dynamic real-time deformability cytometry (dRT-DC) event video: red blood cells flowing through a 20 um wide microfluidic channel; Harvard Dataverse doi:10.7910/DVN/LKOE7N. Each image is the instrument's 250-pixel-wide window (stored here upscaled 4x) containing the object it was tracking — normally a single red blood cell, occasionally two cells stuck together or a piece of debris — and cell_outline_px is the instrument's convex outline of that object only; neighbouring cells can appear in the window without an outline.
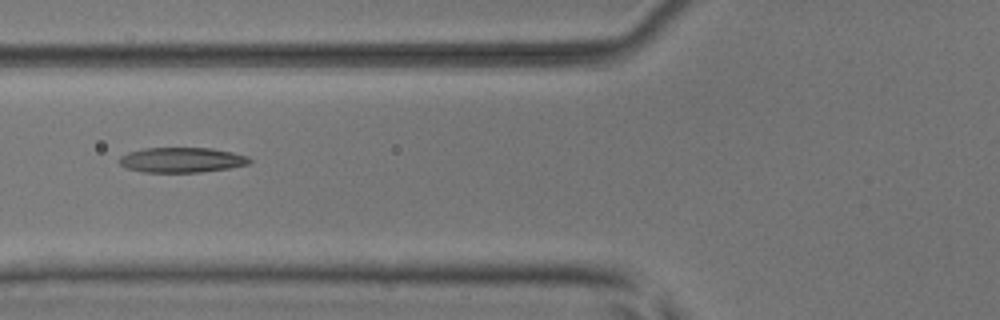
{"species": "common noctule bat (a hibernating species)", "species_latin": "Nyctalus noctula", "temperature_condition": "room temperature", "stored_images_in_passage": 2, "camera_frame_rate_fps": 3000, "um_per_image_px": 0.085, "animal": {"sex": "male", "body_mass_g": 17.9, "forearm_length_mm": 54.2}, "frame": {"image": 1, "passage_image": 2, "time_ms": 1.0, "image_size_px": [1000, 320], "cell_outline_px": [[252, 160], [248, 164], [228, 168], [200, 172], [144, 172], [128, 168], [120, 164], [120, 156], [128, 152], [144, 148], [212, 148], [232, 152], [248, 156]], "centroid_in_image_um": [15.46, 13.59], "position_along_channel_um": 110.3, "area_um2": 18.9}}